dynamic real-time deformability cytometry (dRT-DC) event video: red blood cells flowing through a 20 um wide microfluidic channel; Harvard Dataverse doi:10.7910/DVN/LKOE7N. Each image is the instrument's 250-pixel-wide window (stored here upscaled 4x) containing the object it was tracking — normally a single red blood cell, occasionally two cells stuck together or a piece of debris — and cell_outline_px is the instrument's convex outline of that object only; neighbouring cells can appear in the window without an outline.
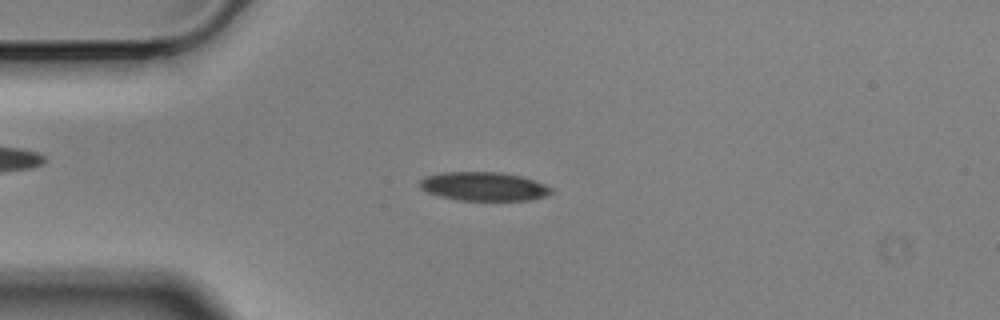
{"species": "Egyptian fruit bat (a non-hibernating species)", "species_latin": "Rousettus aegyptiacus", "temperature_condition": "cold", "stored_images_in_passage": 56, "camera_frame_rate_fps": 3000, "um_per_image_px": 0.085, "animal": {"sex": "male"}, "frame": {"image": 1, "passage_image": 13, "time_ms": 4.0, "image_size_px": [1000, 320], "cell_outline_px": [[552, 192], [544, 196], [532, 200], [456, 200], [440, 196], [428, 192], [420, 188], [420, 180], [424, 176], [440, 172], [500, 172], [520, 176], [544, 184], [552, 188]], "centroid_in_image_um": [41.08, 15.84], "position_along_channel_um": 43.9, "area_um2": 21.96}}
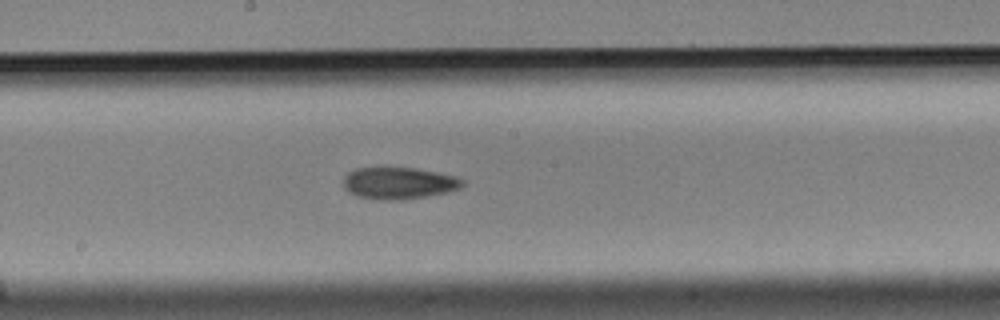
{"frame": {"image": 2, "passage_image": 29, "time_ms": 9.333, "image_size_px": [1000, 320], "cell_outline_px": [[464, 184], [460, 188], [448, 192], [404, 200], [380, 200], [356, 196], [348, 192], [344, 188], [344, 176], [348, 172], [356, 168], [416, 168], [456, 176], [464, 180]], "centroid_in_image_um": [33.89, 15.57], "position_along_channel_um": 214.3, "area_um2": 22.2}}
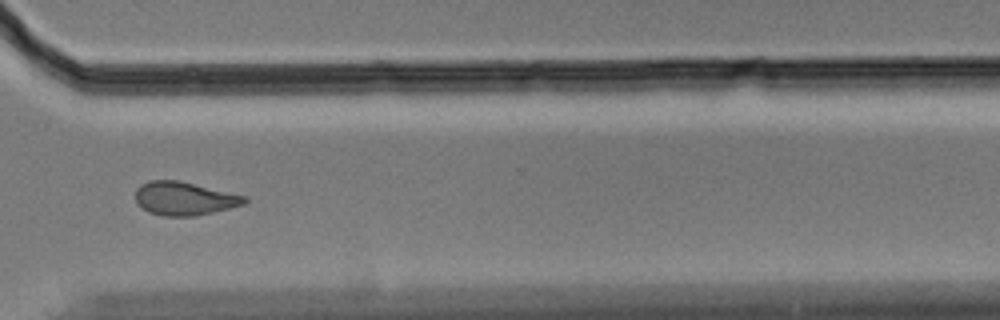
{"frame": {"image": 3, "passage_image": 41, "time_ms": 13.333, "image_size_px": [1000, 320], "cell_outline_px": [[248, 200], [244, 204], [212, 212], [192, 216], [164, 216], [148, 212], [140, 208], [136, 204], [136, 188], [140, 184], [148, 180], [176, 180], [248, 196]], "centroid_in_image_um": [15.62, 16.87], "position_along_channel_um": 355.0, "area_um2": 21.27}, "authors_computed_cell_mechanics": {"area_um2": 21.9351, "velocity_mm_per_s": 3.5202, "shape_relaxation_time_tau1_ms": 7.2593, "shape_relaxation_time_tau2_ms": 8.6938, "deformation_change_tau1": 0.1323, "deformation_change_tau2": 0.1753}}